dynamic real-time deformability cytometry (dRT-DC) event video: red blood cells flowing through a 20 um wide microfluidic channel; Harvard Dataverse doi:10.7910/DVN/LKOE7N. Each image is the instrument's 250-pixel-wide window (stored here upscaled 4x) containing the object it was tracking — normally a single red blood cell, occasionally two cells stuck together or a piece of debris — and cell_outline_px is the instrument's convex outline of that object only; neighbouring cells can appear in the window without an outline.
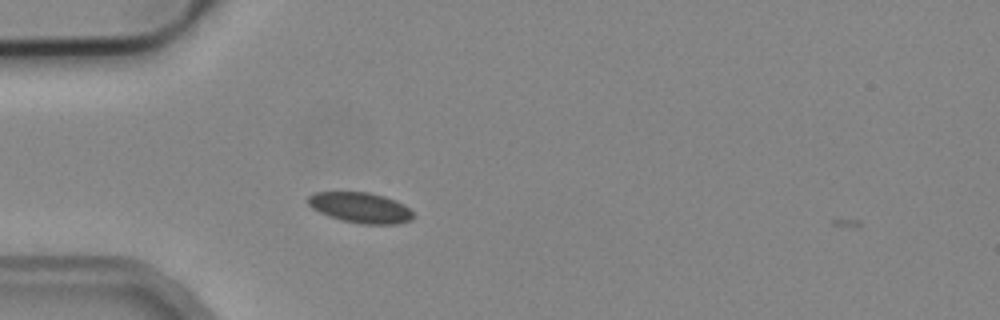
{"species": "common noctule bat (a hibernating species)", "species_latin": "Nyctalus noctula", "temperature_condition": "cold", "stored_images_in_passage": 2, "camera_frame_rate_fps": 3000, "um_per_image_px": 0.085, "animal": {"sex": "male", "body_mass_g": 19.2, "forearm_length_mm": 51.8}, "frame": {"image": 1, "passage_image": 1, "time_ms": 0.0, "image_size_px": [1000, 320], "cell_outline_px": [[412, 220], [396, 224], [360, 224], [340, 220], [328, 216], [312, 208], [308, 204], [308, 196], [316, 192], [368, 192], [384, 196], [396, 200], [404, 204], [412, 212]], "centroid_in_image_um": [30.63, 17.65], "position_along_channel_um": 54.4, "area_um2": 18.73}}